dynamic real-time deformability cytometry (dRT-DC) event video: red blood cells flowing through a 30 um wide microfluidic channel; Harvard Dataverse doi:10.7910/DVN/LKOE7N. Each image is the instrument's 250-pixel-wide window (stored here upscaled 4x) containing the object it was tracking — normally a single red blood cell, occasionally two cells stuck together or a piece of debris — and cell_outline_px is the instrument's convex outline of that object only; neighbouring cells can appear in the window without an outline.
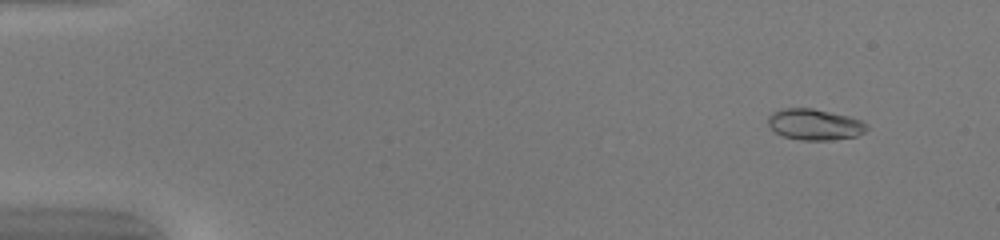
{"species": "common noctule bat (a hibernating species)", "species_latin": "Nyctalus noctula", "temperature_condition": "warm", "stored_images_in_passage": 50, "camera_frame_rate_fps": 3000, "um_per_image_px": 0.085, "animal": {"sex": "female", "body_mass_g": 20.0, "forearm_length_mm": 54.0}, "frame": {"image": 1, "passage_image": 5, "time_ms": 1.333, "image_size_px": [1000, 240], "cell_outline_px": [[868, 128], [864, 132], [856, 136], [832, 140], [800, 140], [784, 136], [776, 132], [768, 124], [768, 116], [772, 112], [784, 108], [812, 108], [848, 116], [860, 120], [868, 124]], "centroid_in_image_um": [69.25, 10.58], "position_along_channel_um": 15.8, "area_um2": 17.8}}
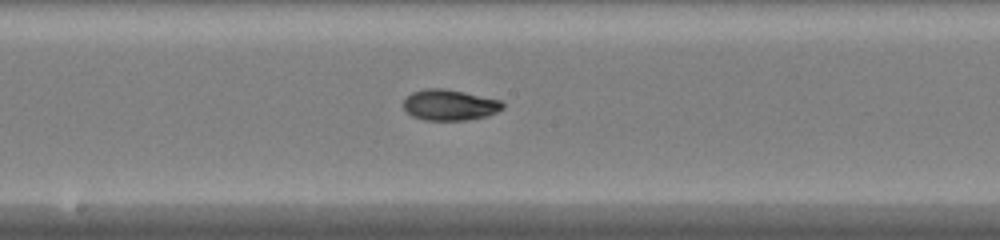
{"frame": {"image": 2, "passage_image": 28, "time_ms": 9.0, "image_size_px": [1000, 240], "cell_outline_px": [[504, 108], [488, 116], [464, 120], [424, 120], [412, 116], [404, 108], [404, 100], [412, 92], [424, 88], [444, 88], [464, 92], [500, 100], [504, 104]], "centroid_in_image_um": [38.22, 8.92], "position_along_channel_um": 210.0, "area_um2": 17.8}}
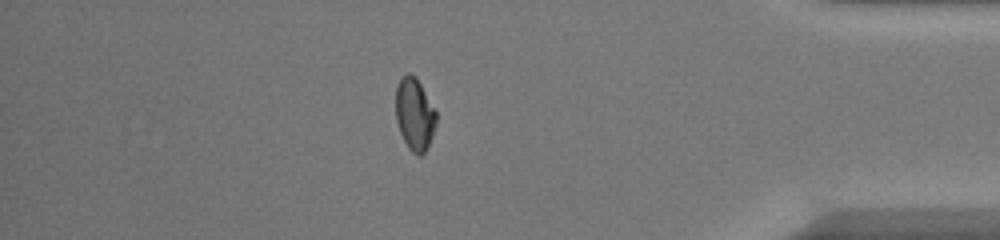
{"frame": {"image": 3, "passage_image": 44, "time_ms": 14.333, "image_size_px": [1000, 240], "cell_outline_px": [[436, 124], [432, 136], [424, 152], [420, 156], [416, 156], [408, 148], [400, 132], [396, 120], [396, 88], [400, 76], [408, 72], [416, 76], [436, 112]], "centroid_in_image_um": [35.22, 9.69], "position_along_channel_um": 400.0, "area_um2": 17.05}, "authors_computed_cell_mechanics": {"area_um2": 17.5712, "velocity_mm_per_s": 4.1831, "shape_relaxation_time_tau1_ms": 4.7318, "shape_relaxation_time_tau2_ms": 1.4952, "deformation_change_tau1": 0.2092, "deformation_change_tau2": 0.0378}}